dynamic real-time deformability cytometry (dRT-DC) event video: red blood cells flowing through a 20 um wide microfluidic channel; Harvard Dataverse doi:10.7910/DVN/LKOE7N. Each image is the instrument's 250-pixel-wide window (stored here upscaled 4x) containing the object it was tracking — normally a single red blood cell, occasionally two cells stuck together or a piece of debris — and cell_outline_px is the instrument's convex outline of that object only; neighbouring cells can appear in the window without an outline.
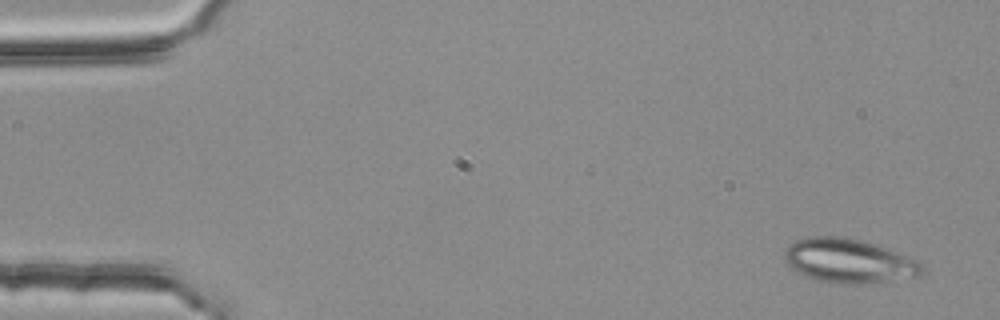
{"species": "common noctule bat (a hibernating species)", "species_latin": "Nyctalus noctula", "temperature_condition": "room temperature", "stored_images_in_passage": 6, "camera_frame_rate_fps": 3000, "um_per_image_px": 0.085, "animal": {"sex": "female", "body_mass_g": 25.1}, "frame": {"image": 1, "passage_image": 1, "time_ms": 0.0, "image_size_px": [1000, 320], "cell_outline_px": [[928, 272], [920, 276], [856, 284], [836, 284], [820, 280], [808, 276], [792, 268], [784, 260], [784, 252], [796, 240], [804, 236], [844, 236], [864, 240], [920, 260], [924, 264]], "centroid_in_image_um": [72.23, 22.16], "position_along_channel_um": 12.8, "area_um2": 35.6}}